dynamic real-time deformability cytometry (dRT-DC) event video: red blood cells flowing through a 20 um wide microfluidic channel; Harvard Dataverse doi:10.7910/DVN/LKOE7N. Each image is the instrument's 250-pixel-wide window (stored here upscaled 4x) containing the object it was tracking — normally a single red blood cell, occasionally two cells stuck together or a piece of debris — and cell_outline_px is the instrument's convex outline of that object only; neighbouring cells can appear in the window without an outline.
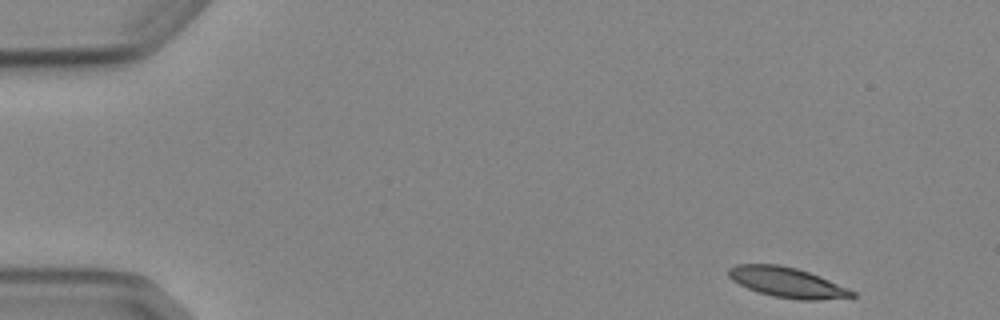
{"species": "Egyptian fruit bat (a non-hibernating species)", "species_latin": "Rousettus aegyptiacus", "temperature_condition": "cold", "stored_images_in_passage": 4, "camera_frame_rate_fps": 3000, "um_per_image_px": 0.085, "animal": {"sex": "female"}, "frame": {"image": 1, "passage_image": 1, "time_ms": 0.0, "image_size_px": [1000, 320], "cell_outline_px": [[856, 296], [816, 300], [800, 300], [772, 296], [748, 288], [732, 280], [728, 276], [728, 268], [736, 264], [780, 264], [796, 268], [820, 276], [848, 288], [856, 292]], "centroid_in_image_um": [66.9, 23.99], "position_along_channel_um": 18.1, "area_um2": 21.56}}
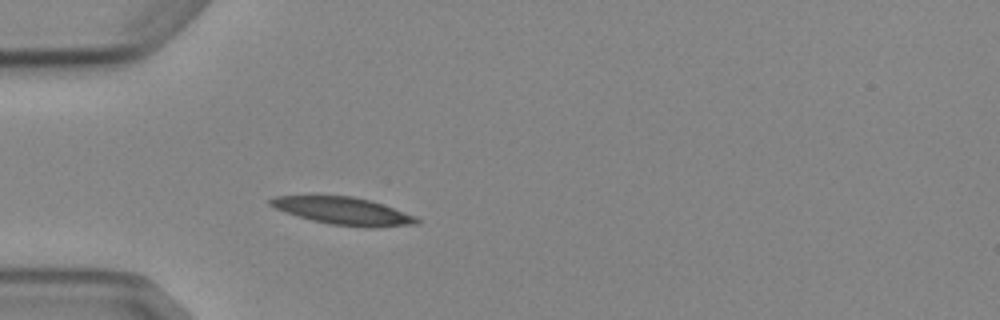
{"frame": {"image": 2, "passage_image": 4, "time_ms": 3.667, "image_size_px": [1000, 320], "cell_outline_px": [[420, 224], [372, 228], [364, 228], [332, 224], [312, 220], [276, 208], [268, 204], [268, 200], [276, 196], [352, 196], [372, 200], [416, 216], [420, 220]], "centroid_in_image_um": [29.27, 17.94], "position_along_channel_um": 55.7, "area_um2": 23.35}}